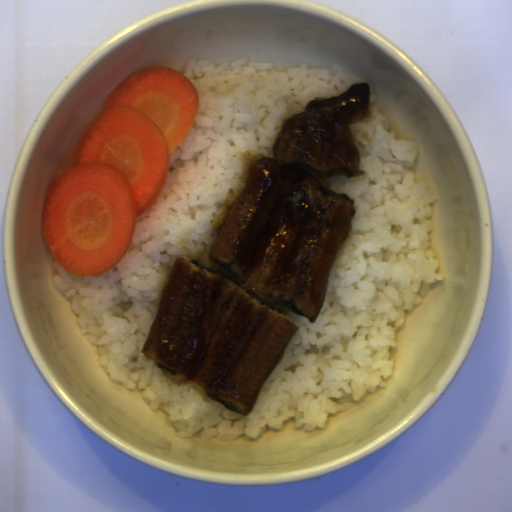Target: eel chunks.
<instances>
[{
	"instance_id": "4dd315ae",
	"label": "eel chunks",
	"mask_w": 512,
	"mask_h": 512,
	"mask_svg": "<svg viewBox=\"0 0 512 512\" xmlns=\"http://www.w3.org/2000/svg\"><path fill=\"white\" fill-rule=\"evenodd\" d=\"M370 115V83L312 99L283 122L273 156L251 162L211 247L222 270L178 257L165 285L142 352L166 376L250 415L299 329L280 308L312 323L324 307L355 206L320 179L359 174L349 126Z\"/></svg>"
}]
</instances>
